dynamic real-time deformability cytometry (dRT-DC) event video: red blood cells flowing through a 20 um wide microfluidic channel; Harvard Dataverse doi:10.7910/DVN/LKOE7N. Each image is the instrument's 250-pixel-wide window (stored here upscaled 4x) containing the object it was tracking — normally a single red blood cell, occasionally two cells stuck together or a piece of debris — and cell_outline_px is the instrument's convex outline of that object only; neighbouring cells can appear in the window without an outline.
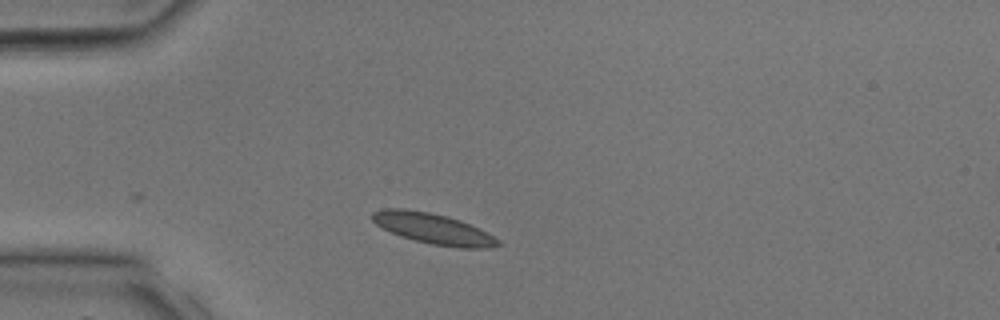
{"species": "common noctule bat (a hibernating species)", "species_latin": "Nyctalus noctula", "temperature_condition": "room temperature", "stored_images_in_passage": 20, "camera_frame_rate_fps": 3000, "um_per_image_px": 0.085, "animal": {"sex": "male", "body_mass_g": 17.9, "forearm_length_mm": 54.2}, "frame": {"image": 1, "passage_image": 1, "time_ms": 0.0, "image_size_px": [1000, 320], "cell_outline_px": [[504, 244], [488, 248], [460, 248], [432, 244], [400, 236], [376, 224], [372, 220], [372, 212], [384, 208], [404, 208], [428, 212], [448, 216], [460, 220], [500, 240]], "centroid_in_image_um": [36.81, 19.43], "position_along_channel_um": 48.2, "area_um2": 22.2}}
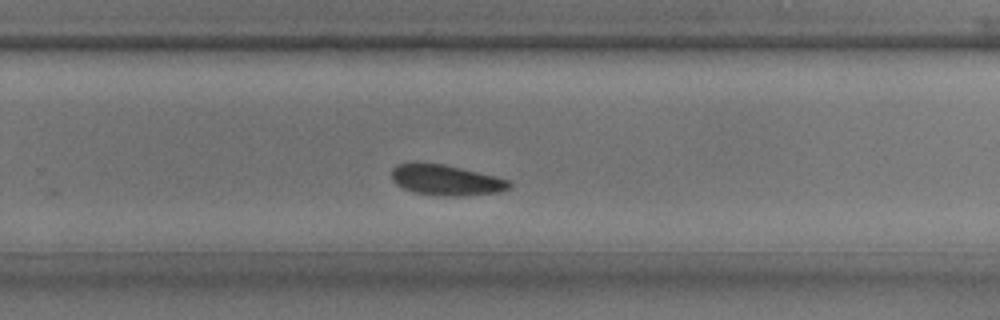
{"frame": {"image": 2, "passage_image": 14, "time_ms": 4.333, "image_size_px": [1000, 320], "cell_outline_px": [[512, 184], [508, 188], [500, 192], [456, 196], [444, 196], [416, 192], [404, 188], [396, 184], [392, 180], [392, 168], [396, 164], [444, 164], [496, 176], [508, 180]], "centroid_in_image_um": [37.93, 15.31], "position_along_channel_um": 291.9, "area_um2": 20.52}}
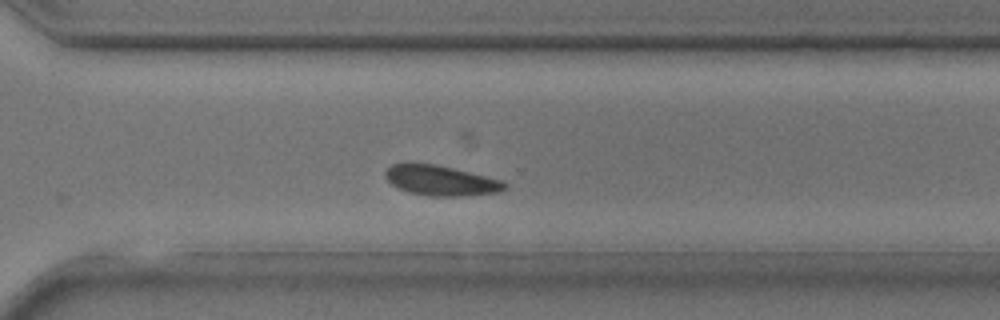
{"frame": {"image": 3, "passage_image": 16, "time_ms": 5.0, "image_size_px": [1000, 320], "cell_outline_px": [[508, 188], [500, 192], [464, 196], [428, 196], [408, 192], [396, 188], [384, 176], [384, 172], [392, 164], [408, 160], [412, 160], [436, 164], [500, 180], [508, 184]], "centroid_in_image_um": [37.39, 15.32], "position_along_channel_um": 333.2, "area_um2": 21.5}}